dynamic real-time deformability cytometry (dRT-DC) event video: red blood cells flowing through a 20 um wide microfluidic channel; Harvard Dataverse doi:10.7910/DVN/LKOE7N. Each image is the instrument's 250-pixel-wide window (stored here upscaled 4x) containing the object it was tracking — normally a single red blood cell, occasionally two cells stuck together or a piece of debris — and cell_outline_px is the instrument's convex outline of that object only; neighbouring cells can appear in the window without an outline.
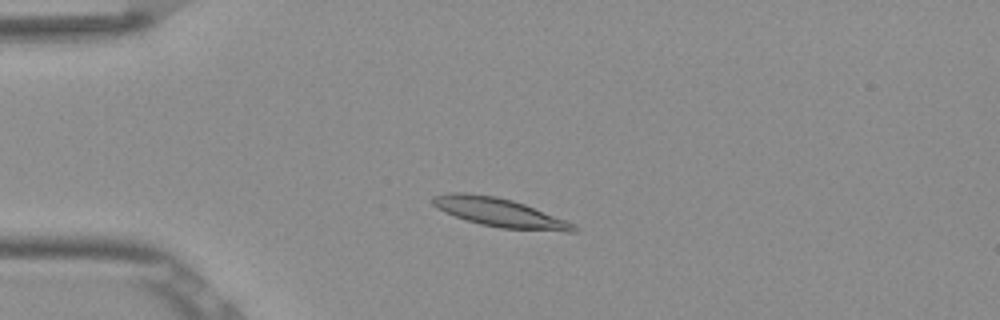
{"species": "Egyptian fruit bat (a non-hibernating species)", "species_latin": "Rousettus aegyptiacus", "temperature_condition": "room temperature", "stored_images_in_passage": 50, "camera_frame_rate_fps": 3000, "um_per_image_px": 0.085, "frame": {"image": 1, "passage_image": 10, "time_ms": 3.0, "image_size_px": [1000, 320], "cell_outline_px": [[580, 228], [576, 232], [564, 232], [500, 228], [480, 224], [444, 212], [436, 208], [432, 204], [432, 196], [448, 192], [468, 192], [496, 196], [512, 200], [524, 204], [564, 220]], "centroid_in_image_um": [42.42, 18.06], "position_along_channel_um": 42.6, "area_um2": 23.58}}
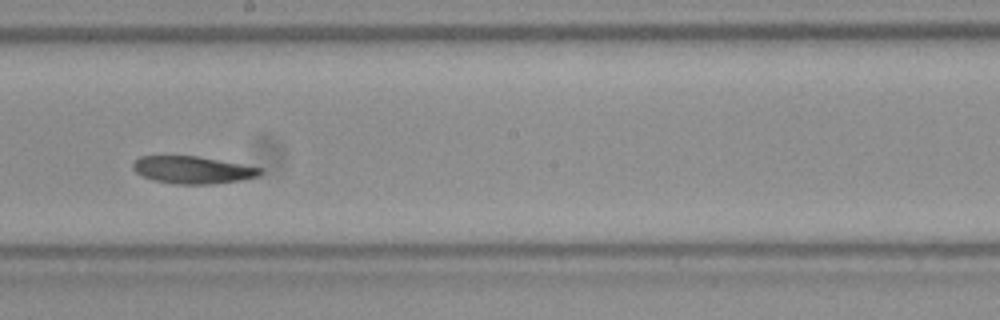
{"frame": {"image": 2, "passage_image": 27, "time_ms": 8.667, "image_size_px": [1000, 320], "cell_outline_px": [[264, 172], [260, 176], [240, 180], [212, 184], [176, 184], [152, 180], [136, 172], [132, 168], [132, 164], [140, 156], [196, 156], [264, 168]], "centroid_in_image_um": [16.41, 14.44], "position_along_channel_um": 231.8, "area_um2": 20.29}}
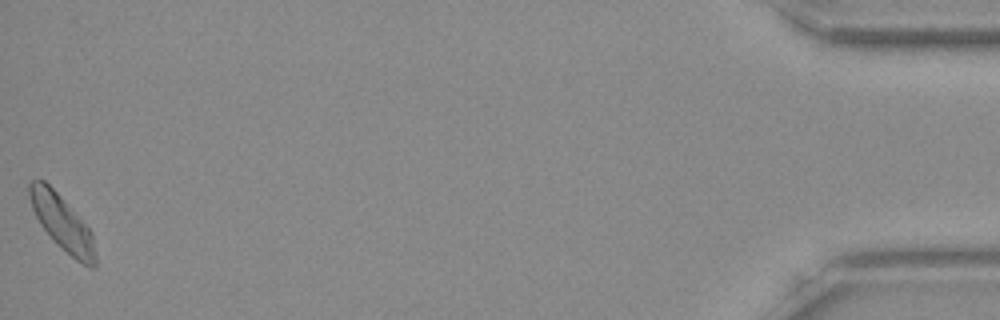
{"frame": {"image": 3, "passage_image": 50, "time_ms": 16.333, "image_size_px": [1000, 320], "cell_outline_px": [[96, 268], [88, 268], [76, 260], [40, 224], [32, 208], [28, 196], [28, 184], [32, 180], [44, 180], [60, 196], [92, 232], [96, 256]], "centroid_in_image_um": [5.29, 18.94], "position_along_channel_um": 429.9, "area_um2": 20.52}, "authors_computed_cell_mechanics": {"area_um2": 21.2415, "velocity_mm_per_s": 3.8115, "shape_relaxation_time_tau1_ms": 4.5722, "shape_relaxation_time_tau2_ms": 8.5174, "deformation_change_tau1": 0.122, "deformation_change_tau2": 0.1215}}